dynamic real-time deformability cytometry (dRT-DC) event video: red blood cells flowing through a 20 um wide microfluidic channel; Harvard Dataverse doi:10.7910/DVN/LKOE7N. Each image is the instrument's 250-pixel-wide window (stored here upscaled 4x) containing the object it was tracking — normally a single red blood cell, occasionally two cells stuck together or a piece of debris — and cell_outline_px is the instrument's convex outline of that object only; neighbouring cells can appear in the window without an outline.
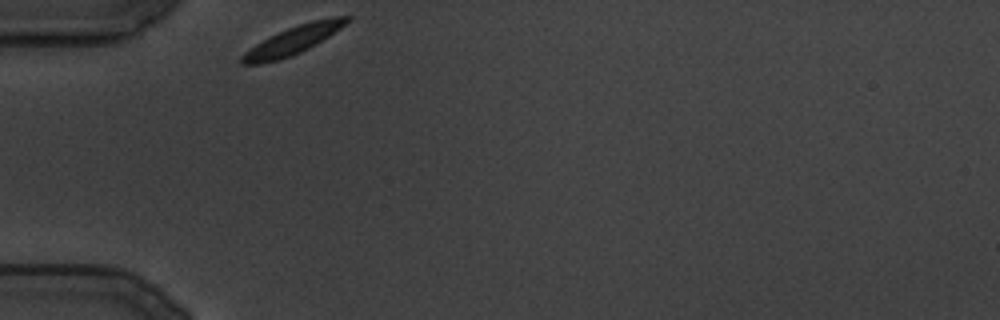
{"species": "common noctule bat (a hibernating species)", "species_latin": "Nyctalus noctula", "temperature_condition": "cold", "stored_images_in_passage": 72, "camera_frame_rate_fps": 3000, "um_per_image_px": 0.085, "animal": {"sex": "male", "body_mass_g": 19.5, "forearm_length_mm": 54.6}, "frame": {"image": 1, "passage_image": 1, "time_ms": 0.0, "image_size_px": [1000, 320], "cell_outline_px": [[352, 20], [316, 44], [292, 56], [280, 60], [260, 64], [240, 64], [240, 56], [244, 52], [256, 44], [288, 28], [312, 20], [332, 16], [352, 16]], "centroid_in_image_um": [24.92, 3.43], "position_along_channel_um": 60.1, "area_um2": 17.11}}
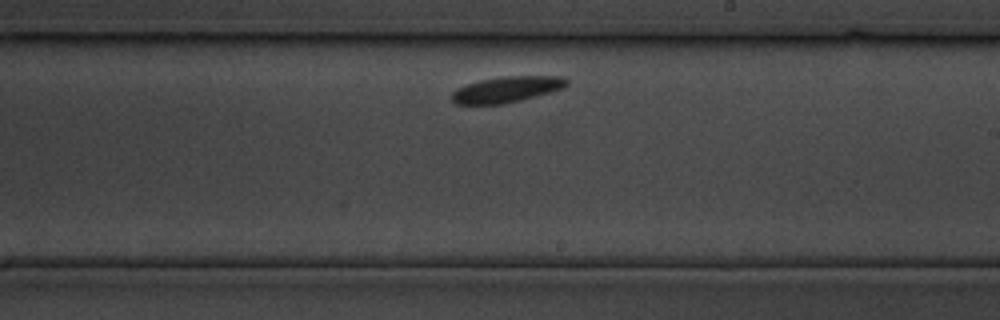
{"frame": {"image": 2, "passage_image": 42, "time_ms": 13.667, "image_size_px": [1000, 320], "cell_outline_px": [[568, 84], [564, 88], [536, 96], [504, 104], [456, 104], [452, 100], [452, 92], [456, 88], [480, 80], [504, 76], [564, 76], [568, 80]], "centroid_in_image_um": [43.09, 7.59], "position_along_channel_um": 245.9, "area_um2": 17.34}}
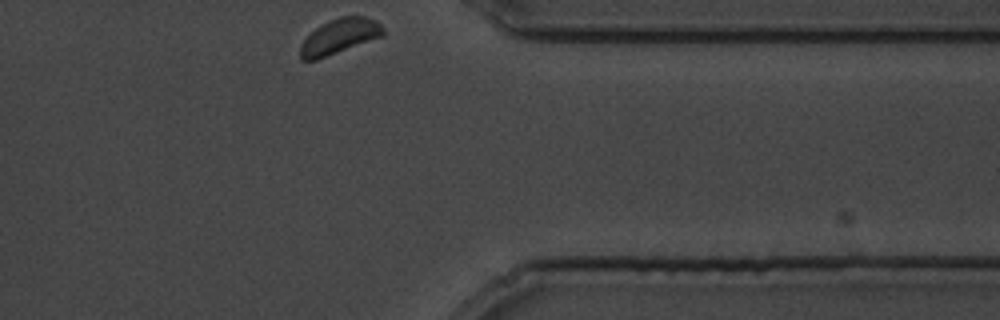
{"frame": {"image": 3, "passage_image": 72, "time_ms": 23.667, "image_size_px": [1000, 320], "cell_outline_px": [[384, 36], [316, 60], [300, 60], [300, 44], [320, 24], [328, 20], [340, 16], [364, 16], [376, 20], [384, 28]], "centroid_in_image_um": [28.87, 3.08], "position_along_channel_um": 382.5, "area_um2": 17.05}}